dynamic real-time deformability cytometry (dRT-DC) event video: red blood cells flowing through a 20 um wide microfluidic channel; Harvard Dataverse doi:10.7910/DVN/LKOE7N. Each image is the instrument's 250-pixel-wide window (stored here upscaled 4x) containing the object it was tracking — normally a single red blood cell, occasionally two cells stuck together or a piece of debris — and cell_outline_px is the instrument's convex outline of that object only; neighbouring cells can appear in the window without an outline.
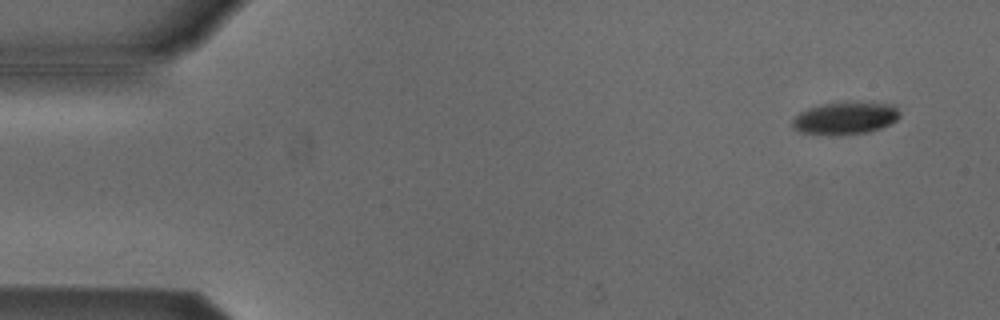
{"species": "Egyptian fruit bat (a non-hibernating species)", "species_latin": "Rousettus aegyptiacus", "temperature_condition": "cold", "stored_images_in_passage": 54, "camera_frame_rate_fps": 3000, "um_per_image_px": 0.085, "animal": {"sex": "male"}, "frame": {"image": 1, "passage_image": 4, "time_ms": 1.0, "image_size_px": [1000, 320], "cell_outline_px": [[900, 116], [896, 120], [880, 128], [868, 132], [840, 136], [828, 136], [800, 132], [792, 128], [792, 120], [800, 112], [808, 108], [824, 104], [888, 104], [896, 108], [900, 112]], "centroid_in_image_um": [71.77, 10.11], "position_along_channel_um": 13.2, "area_um2": 19.83}}
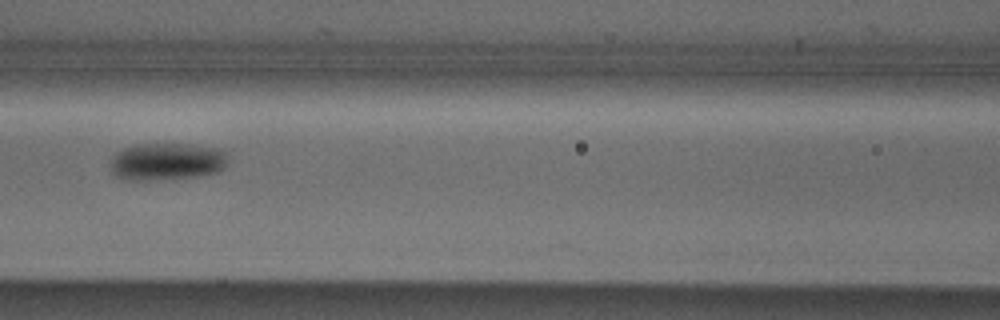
{"frame": {"image": 2, "passage_image": 24, "time_ms": 7.667, "image_size_px": [1000, 320], "cell_outline_px": [[228, 164], [220, 172], [200, 176], [144, 180], [128, 180], [116, 176], [112, 172], [112, 156], [116, 152], [124, 148], [136, 144], [192, 144], [220, 148], [224, 152]], "centroid_in_image_um": [14.21, 13.72], "position_along_channel_um": 152.4, "area_um2": 25.66}}
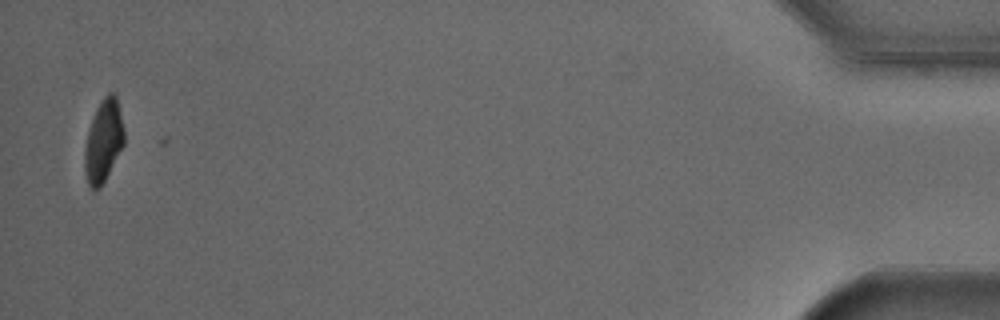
{"frame": {"image": 3, "passage_image": 53, "time_ms": 17.333, "image_size_px": [1000, 320], "cell_outline_px": [[124, 144], [100, 188], [92, 188], [88, 184], [84, 172], [84, 152], [88, 132], [96, 108], [100, 100], [108, 92], [112, 92], [116, 96], [124, 128]], "centroid_in_image_um": [8.79, 11.96], "position_along_channel_um": 426.4, "area_um2": 18.73}}